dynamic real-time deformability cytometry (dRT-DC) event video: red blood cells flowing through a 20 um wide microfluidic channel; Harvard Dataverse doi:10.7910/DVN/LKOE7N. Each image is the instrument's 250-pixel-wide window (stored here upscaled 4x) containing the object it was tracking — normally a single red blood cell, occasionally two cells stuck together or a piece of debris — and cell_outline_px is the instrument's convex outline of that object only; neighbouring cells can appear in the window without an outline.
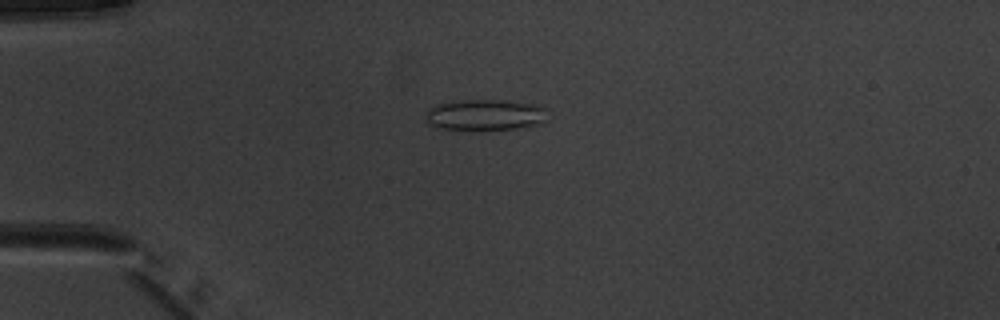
{"species": "common noctule bat (a hibernating species)", "species_latin": "Nyctalus noctula", "temperature_condition": "warm", "stored_images_in_passage": 51, "camera_frame_rate_fps": 3000, "um_per_image_px": 0.085, "animal": {"sex": "male", "body_mass_g": 20.1, "forearm_length_mm": 53.5}, "frame": {"image": 1, "passage_image": 14, "time_ms": 4.333, "image_size_px": [1000, 320], "cell_outline_px": [[544, 120], [540, 124], [516, 128], [436, 128], [428, 124], [424, 112], [428, 108], [436, 104], [452, 100], [500, 100], [540, 104], [544, 108]], "centroid_in_image_um": [41.17, 9.72], "position_along_channel_um": 43.8, "area_um2": 21.73}}
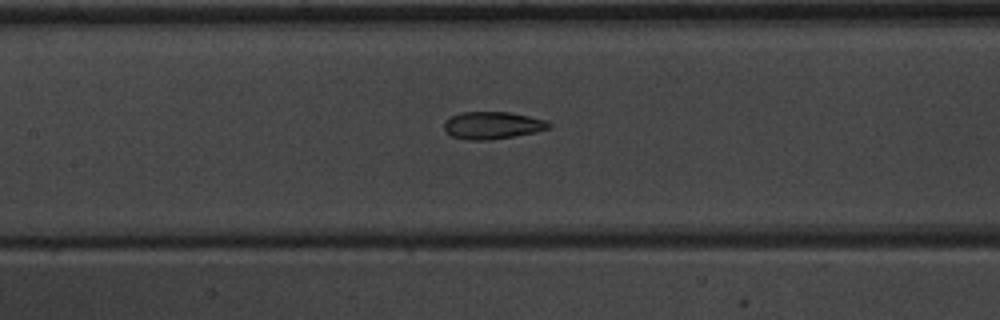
{"frame": {"image": 2, "passage_image": 25, "time_ms": 8.0, "image_size_px": [1000, 320], "cell_outline_px": [[552, 124], [548, 128], [536, 132], [492, 140], [472, 140], [452, 136], [444, 132], [444, 120], [448, 116], [460, 112], [508, 112], [528, 116], [544, 120]], "centroid_in_image_um": [41.79, 10.65], "position_along_channel_um": 165.6, "area_um2": 16.76}}
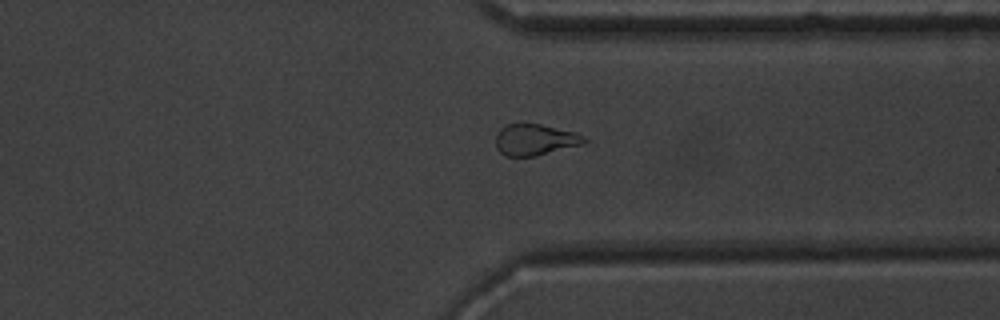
{"frame": {"image": 3, "passage_image": 40, "time_ms": 13.0, "image_size_px": [1000, 320], "cell_outline_px": [[588, 140], [584, 144], [536, 156], [504, 156], [496, 148], [496, 132], [500, 128], [508, 124], [540, 124], [576, 132], [584, 136]], "centroid_in_image_um": [45.48, 11.88], "position_along_channel_um": 365.9, "area_um2": 16.24}, "authors_computed_cell_mechanics": {"area_um2": 18.0914, "velocity_mm_per_s": 4.0146, "shape_relaxation_time_tau1_ms": null, "shape_relaxation_time_tau2_ms": 2.1929, "deformation_change_tau1": null, "deformation_change_tau2": 0.1003}}